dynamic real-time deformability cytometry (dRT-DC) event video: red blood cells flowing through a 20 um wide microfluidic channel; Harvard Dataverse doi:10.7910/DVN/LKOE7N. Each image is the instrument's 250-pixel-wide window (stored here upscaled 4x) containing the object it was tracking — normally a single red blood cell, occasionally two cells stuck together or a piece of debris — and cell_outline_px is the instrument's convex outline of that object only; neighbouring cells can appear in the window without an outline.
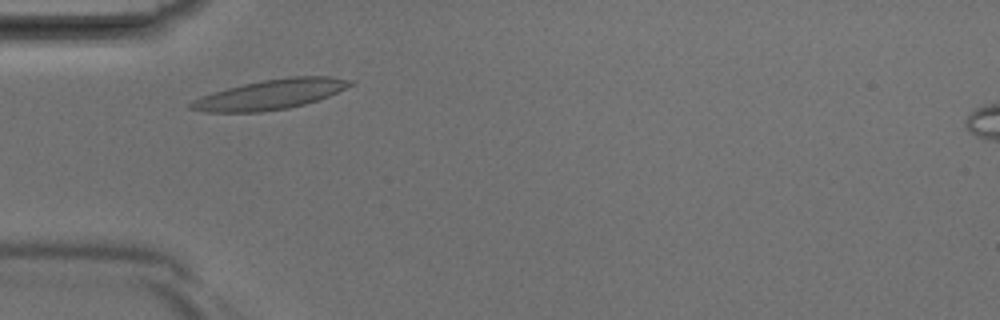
{"species": "Egyptian fruit bat (a non-hibernating species)", "species_latin": "Rousettus aegyptiacus", "temperature_condition": "room temperature", "stored_images_in_passage": 33, "camera_frame_rate_fps": 3000, "um_per_image_px": 0.085, "animal": {"sex": "male"}, "frame": {"image": 1, "passage_image": 5, "time_ms": 1.333, "image_size_px": [1000, 320], "cell_outline_px": [[356, 84], [328, 96], [304, 104], [288, 108], [260, 112], [204, 112], [188, 108], [188, 104], [192, 100], [200, 96], [212, 92], [244, 84], [264, 80], [292, 76], [332, 76], [352, 80]], "centroid_in_image_um": [22.99, 8.02], "position_along_channel_um": 62.0, "area_um2": 27.74}}
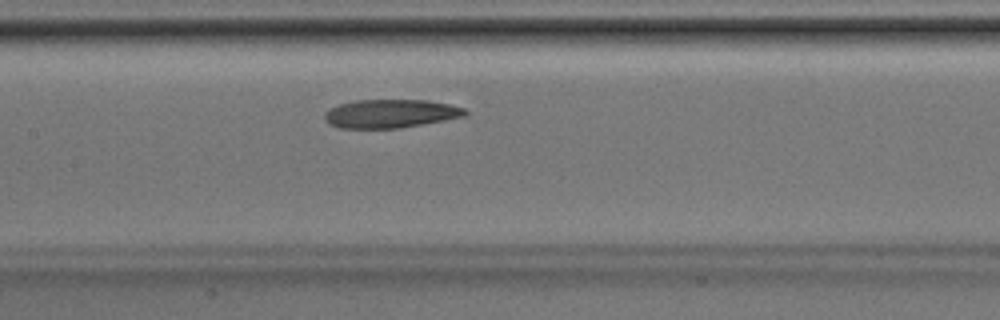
{"frame": {"image": 2, "passage_image": 12, "time_ms": 3.667, "image_size_px": [1000, 320], "cell_outline_px": [[468, 116], [400, 128], [340, 128], [328, 124], [324, 120], [324, 112], [328, 108], [340, 104], [356, 100], [428, 100], [452, 104], [464, 108], [468, 112]], "centroid_in_image_um": [33.2, 9.65], "position_along_channel_um": 174.2, "area_um2": 23.64}}
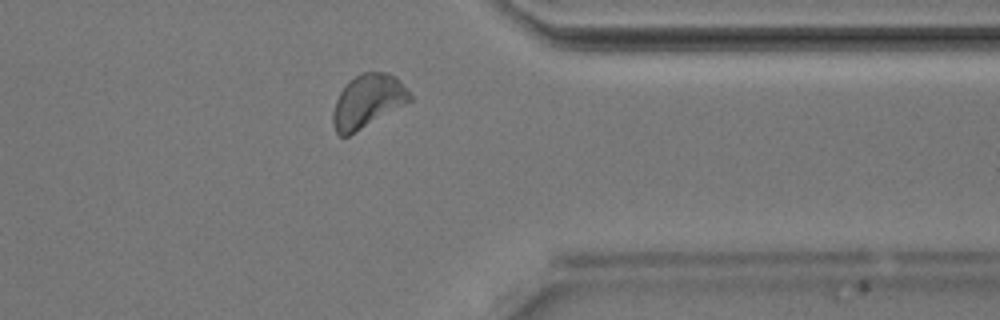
{"frame": {"image": 3, "passage_image": 25, "time_ms": 8.0, "image_size_px": [1000, 320], "cell_outline_px": [[412, 100], [348, 136], [340, 136], [336, 132], [332, 124], [332, 112], [336, 100], [340, 92], [348, 80], [364, 72], [388, 72], [396, 76], [400, 80], [412, 96]], "centroid_in_image_um": [31.24, 8.58], "position_along_channel_um": 380.2, "area_um2": 23.76}}